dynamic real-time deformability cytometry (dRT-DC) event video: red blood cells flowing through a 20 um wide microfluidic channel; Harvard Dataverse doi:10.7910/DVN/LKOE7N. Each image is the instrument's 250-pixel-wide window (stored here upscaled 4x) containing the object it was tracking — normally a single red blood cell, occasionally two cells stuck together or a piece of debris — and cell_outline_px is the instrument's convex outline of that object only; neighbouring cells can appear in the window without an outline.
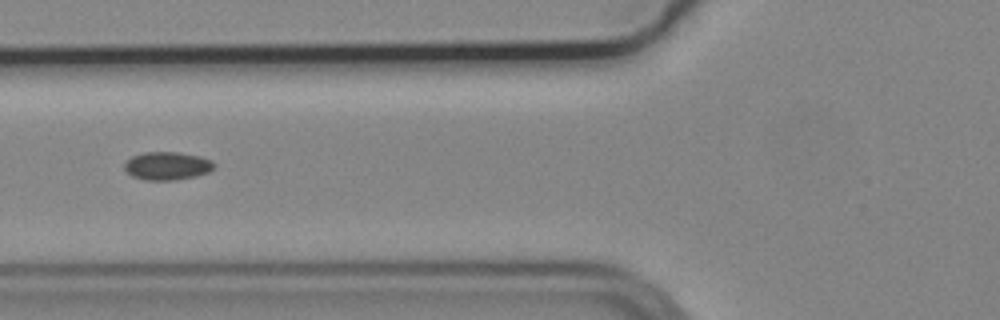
{"species": "common noctule bat (a hibernating species)", "species_latin": "Nyctalus noctula", "temperature_condition": "cold", "stored_images_in_passage": 26, "camera_frame_rate_fps": 3000, "um_per_image_px": 0.085, "animal": {"sex": "male", "body_mass_g": 19.2, "forearm_length_mm": 51.8}, "frame": {"image": 1, "passage_image": 8, "time_ms": 2.333, "image_size_px": [1000, 320], "cell_outline_px": [[216, 164], [208, 172], [196, 176], [172, 180], [144, 180], [132, 176], [124, 168], [124, 164], [132, 156], [144, 152], [180, 152], [200, 156], [212, 160]], "centroid_in_image_um": [14.22, 14.09], "position_along_channel_um": 111.6, "area_um2": 14.68}}